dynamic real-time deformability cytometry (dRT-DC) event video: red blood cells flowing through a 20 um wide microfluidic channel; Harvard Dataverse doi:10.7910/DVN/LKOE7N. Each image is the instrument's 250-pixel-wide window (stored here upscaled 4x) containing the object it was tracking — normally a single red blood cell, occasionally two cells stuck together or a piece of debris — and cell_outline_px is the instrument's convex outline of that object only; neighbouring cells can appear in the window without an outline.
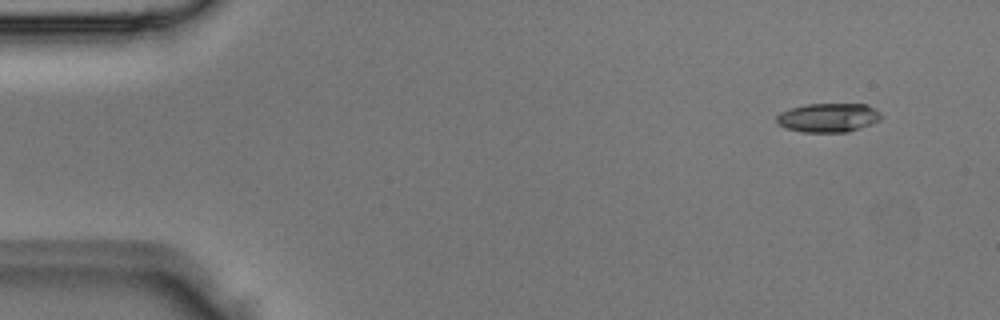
{"species": "Egyptian fruit bat (a non-hibernating species)", "species_latin": "Rousettus aegyptiacus", "temperature_condition": "room temperature", "stored_images_in_passage": 3, "camera_frame_rate_fps": 3000, "um_per_image_px": 0.085, "animal": {"sex": "male"}, "frame": {"image": 1, "passage_image": 1, "time_ms": 0.0, "image_size_px": [1000, 320], "cell_outline_px": [[884, 116], [880, 120], [848, 132], [800, 132], [788, 128], [780, 124], [776, 120], [776, 116], [780, 112], [792, 108], [808, 104], [868, 104], [876, 108]], "centroid_in_image_um": [70.45, 9.99], "position_along_channel_um": 14.5, "area_um2": 17.63}}